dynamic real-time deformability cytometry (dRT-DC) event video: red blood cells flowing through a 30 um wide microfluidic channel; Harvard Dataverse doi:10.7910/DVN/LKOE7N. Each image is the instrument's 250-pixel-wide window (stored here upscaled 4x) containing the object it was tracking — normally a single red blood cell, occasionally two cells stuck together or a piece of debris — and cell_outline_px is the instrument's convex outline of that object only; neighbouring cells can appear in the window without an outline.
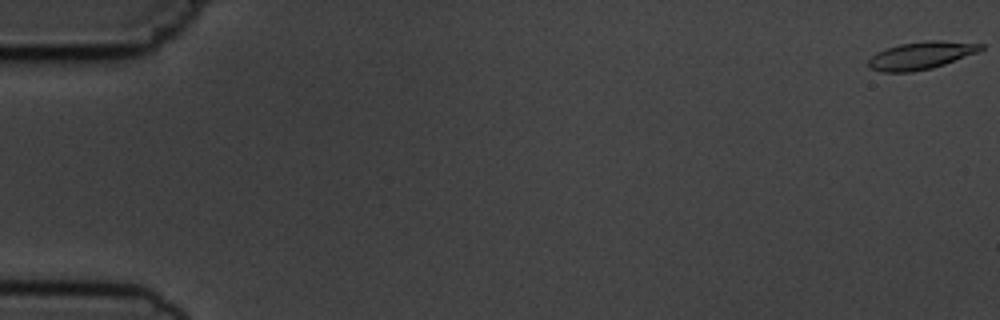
{"species": "common noctule bat (a hibernating species)", "species_latin": "Nyctalus noctula", "temperature_condition": "cold", "stored_images_in_passage": 5, "camera_frame_rate_fps": 3000, "um_per_image_px": 0.085, "animal": {"sex": "male", "body_mass_g": 19.5, "forearm_length_mm": 54.6}, "frame": {"image": 1, "passage_image": 1, "time_ms": 0.0, "image_size_px": [1000, 320], "cell_outline_px": [[984, 48], [976, 52], [944, 64], [932, 68], [912, 72], [880, 72], [868, 68], [868, 60], [876, 52], [884, 48], [900, 44], [924, 40], [940, 40], [984, 44]], "centroid_in_image_um": [78.23, 4.71], "position_along_channel_um": 6.8, "area_um2": 18.15}}
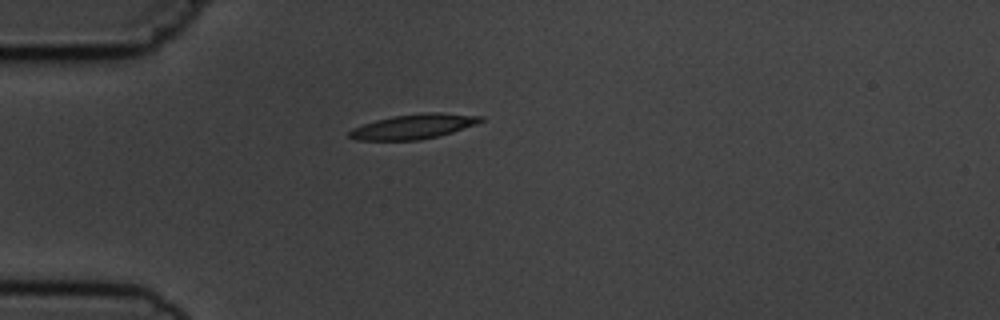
{"frame": {"image": 2, "passage_image": 5, "time_ms": 5.0, "image_size_px": [1000, 320], "cell_outline_px": [[484, 120], [476, 124], [452, 132], [420, 140], [356, 140], [348, 136], [348, 132], [352, 128], [376, 120], [392, 116], [424, 112], [440, 112], [484, 116]], "centroid_in_image_um": [35.16, 10.74], "position_along_channel_um": 49.8, "area_um2": 18.96}}